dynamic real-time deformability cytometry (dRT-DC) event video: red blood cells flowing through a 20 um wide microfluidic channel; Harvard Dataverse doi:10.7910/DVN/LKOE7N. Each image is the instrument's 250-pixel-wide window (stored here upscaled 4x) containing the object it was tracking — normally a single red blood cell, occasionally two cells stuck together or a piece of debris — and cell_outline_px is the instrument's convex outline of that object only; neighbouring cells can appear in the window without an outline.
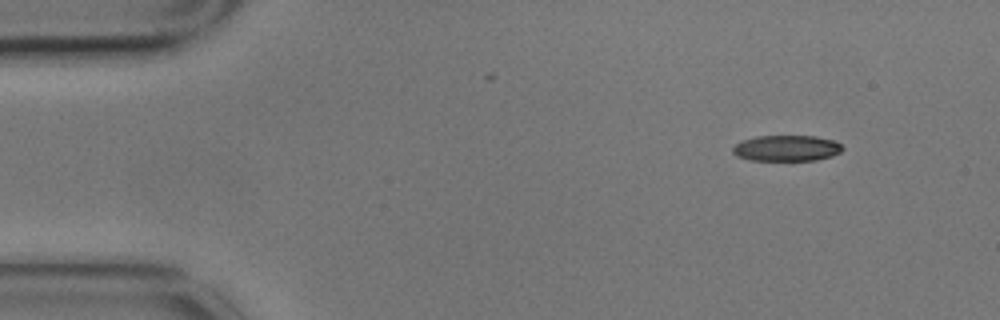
{"species": "common noctule bat (a hibernating species)", "species_latin": "Nyctalus noctula", "temperature_condition": "cold", "stored_images_in_passage": 3, "camera_frame_rate_fps": 3000, "um_per_image_px": 0.085, "animal": {"sex": "male", "body_mass_g": 17.9}, "frame": {"image": 1, "passage_image": 1, "time_ms": 0.0, "image_size_px": [1000, 320], "cell_outline_px": [[844, 148], [840, 152], [832, 156], [816, 160], [748, 160], [736, 156], [732, 152], [732, 148], [740, 140], [756, 136], [816, 136], [832, 140], [840, 144]], "centroid_in_image_um": [66.82, 12.59], "position_along_channel_um": 18.2, "area_um2": 16.65}}